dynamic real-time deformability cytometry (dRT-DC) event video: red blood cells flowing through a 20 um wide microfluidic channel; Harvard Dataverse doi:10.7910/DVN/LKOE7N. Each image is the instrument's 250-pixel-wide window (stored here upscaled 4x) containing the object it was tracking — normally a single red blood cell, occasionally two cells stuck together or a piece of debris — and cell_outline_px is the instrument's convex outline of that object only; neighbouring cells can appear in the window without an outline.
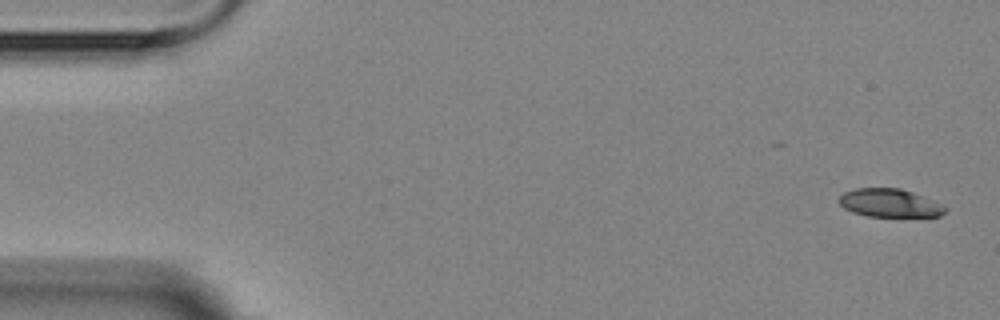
{"species": "Egyptian fruit bat (a non-hibernating species)", "species_latin": "Rousettus aegyptiacus", "temperature_condition": "room temperature", "stored_images_in_passage": 6, "camera_frame_rate_fps": 3000, "um_per_image_px": 0.085, "animal": {"sex": "female"}, "frame": {"image": 1, "passage_image": 1, "time_ms": 0.0, "image_size_px": [1000, 320], "cell_outline_px": [[948, 208], [940, 216], [868, 216], [852, 212], [844, 208], [836, 200], [844, 192], [856, 188], [900, 188], [912, 192], [944, 204]], "centroid_in_image_um": [75.62, 17.25], "position_along_channel_um": 9.4, "area_um2": 17.51}}
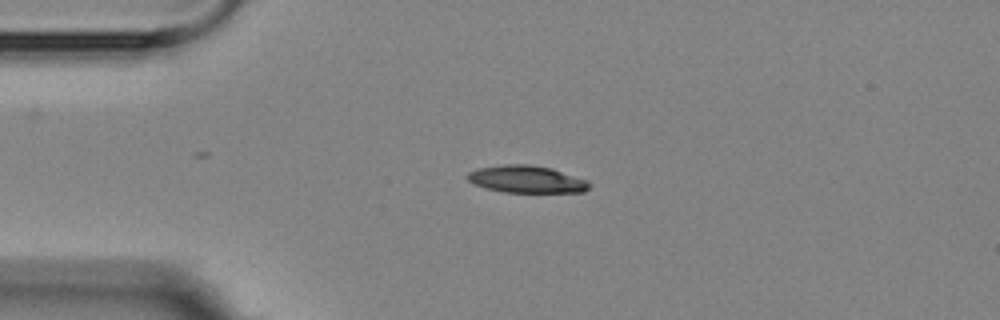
{"frame": {"image": 2, "passage_image": 4, "time_ms": 3.667, "image_size_px": [1000, 320], "cell_outline_px": [[588, 188], [584, 192], [504, 192], [488, 188], [476, 184], [468, 180], [464, 176], [468, 172], [476, 168], [504, 164], [528, 164], [552, 168], [588, 180]], "centroid_in_image_um": [44.73, 15.22], "position_along_channel_um": 40.3, "area_um2": 19.31}}
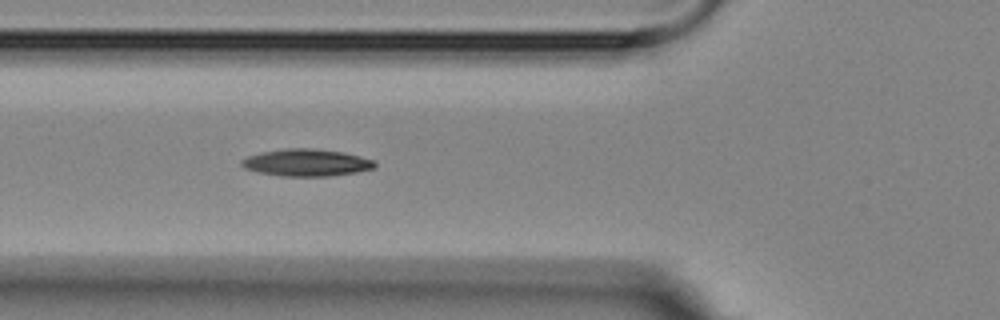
{"frame": {"image": 3, "passage_image": 6, "time_ms": 6.0, "image_size_px": [1000, 320], "cell_outline_px": [[376, 168], [356, 172], [328, 176], [284, 176], [256, 172], [244, 168], [240, 164], [240, 160], [248, 156], [260, 152], [284, 148], [312, 148], [344, 152], [376, 160]], "centroid_in_image_um": [26.05, 13.81], "position_along_channel_um": 99.8, "area_um2": 21.27}}